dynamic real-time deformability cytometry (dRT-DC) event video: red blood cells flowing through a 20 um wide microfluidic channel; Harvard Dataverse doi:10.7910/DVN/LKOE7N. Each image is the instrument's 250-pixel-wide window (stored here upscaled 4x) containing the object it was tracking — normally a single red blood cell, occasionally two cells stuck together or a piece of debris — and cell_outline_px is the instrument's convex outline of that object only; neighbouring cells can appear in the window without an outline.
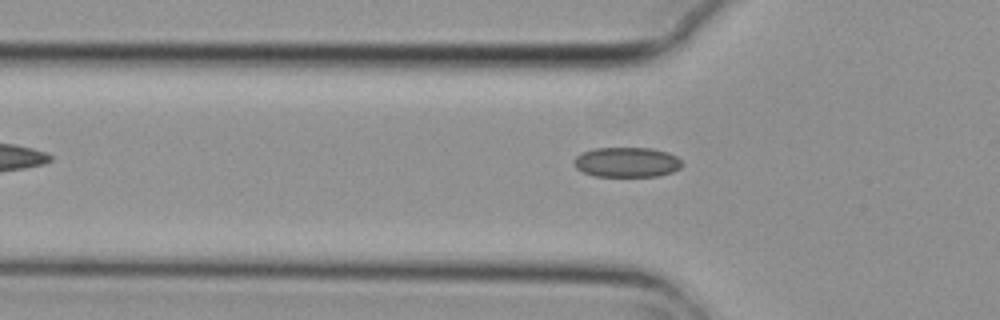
{"species": "common noctule bat (a hibernating species)", "species_latin": "Nyctalus noctula", "temperature_condition": "cold", "stored_images_in_passage": 3, "camera_frame_rate_fps": 3000, "um_per_image_px": 0.085, "animal": {"sex": "female", "body_mass_g": 29.2, "forearm_length_mm": 56.3}, "frame": {"image": 1, "passage_image": 3, "time_ms": 0.667, "image_size_px": [1000, 320], "cell_outline_px": [[684, 164], [680, 168], [672, 172], [656, 176], [592, 176], [576, 168], [572, 160], [576, 156], [592, 148], [652, 148], [668, 152], [676, 156]], "centroid_in_image_um": [53.27, 13.78], "position_along_channel_um": 72.5, "area_um2": 18.96}}